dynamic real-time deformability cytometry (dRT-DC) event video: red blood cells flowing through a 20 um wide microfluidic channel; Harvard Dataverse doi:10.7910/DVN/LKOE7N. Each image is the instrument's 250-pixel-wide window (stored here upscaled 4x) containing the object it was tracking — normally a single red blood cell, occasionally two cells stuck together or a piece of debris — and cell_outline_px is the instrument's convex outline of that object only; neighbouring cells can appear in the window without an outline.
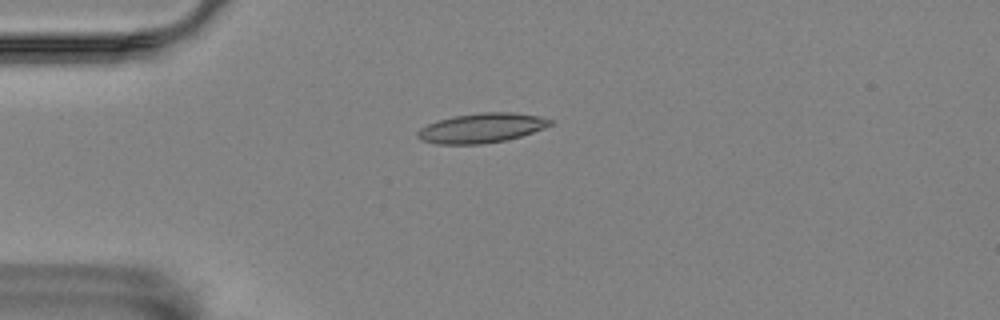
{"species": "Egyptian fruit bat (a non-hibernating species)", "species_latin": "Rousettus aegyptiacus", "temperature_condition": "room temperature", "stored_images_in_passage": 35, "camera_frame_rate_fps": 3000, "um_per_image_px": 0.085, "animal": {"sex": "female"}, "frame": {"image": 1, "passage_image": 1, "time_ms": 0.0, "image_size_px": [1000, 320], "cell_outline_px": [[552, 124], [544, 128], [520, 136], [504, 140], [480, 144], [436, 144], [420, 140], [416, 136], [416, 132], [420, 128], [436, 120], [456, 116], [480, 112], [512, 112], [540, 116], [552, 120]], "centroid_in_image_um": [40.89, 10.88], "position_along_channel_um": 44.1, "area_um2": 22.83}}
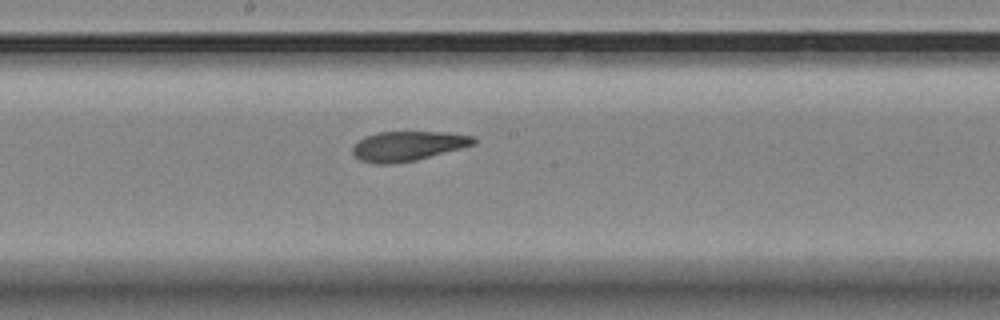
{"frame": {"image": 2, "passage_image": 17, "time_ms": 5.333, "image_size_px": [1000, 320], "cell_outline_px": [[476, 144], [416, 160], [388, 164], [380, 164], [360, 160], [352, 152], [352, 148], [364, 136], [380, 132], [448, 132], [476, 136]], "centroid_in_image_um": [34.7, 12.4], "position_along_channel_um": 213.5, "area_um2": 20.81}}
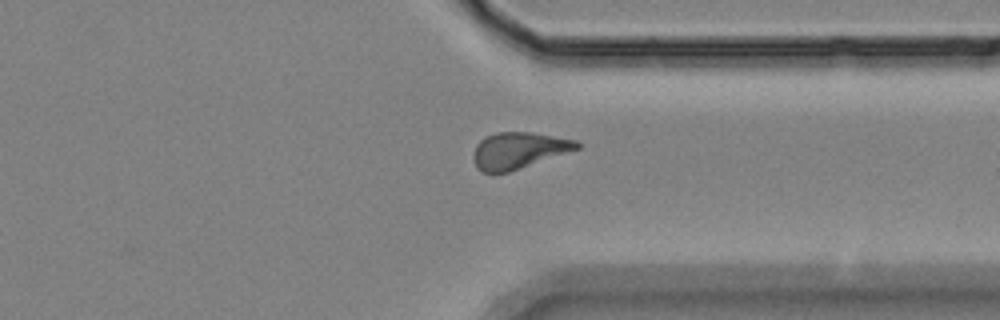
{"frame": {"image": 3, "passage_image": 30, "time_ms": 9.667, "image_size_px": [1000, 320], "cell_outline_px": [[580, 148], [508, 172], [484, 172], [476, 168], [472, 156], [476, 144], [484, 136], [496, 132], [532, 132], [576, 140], [580, 144]], "centroid_in_image_um": [44.04, 12.77], "position_along_channel_um": 367.4, "area_um2": 21.85}, "authors_computed_cell_mechanics": {"area_um2": 21.5016, "velocity_mm_per_s": 3.5494, "shape_relaxation_time_tau1_ms": null, "shape_relaxation_time_tau2_ms": 2.3223, "deformation_change_tau1": null, "deformation_change_tau2": 0.0953}}